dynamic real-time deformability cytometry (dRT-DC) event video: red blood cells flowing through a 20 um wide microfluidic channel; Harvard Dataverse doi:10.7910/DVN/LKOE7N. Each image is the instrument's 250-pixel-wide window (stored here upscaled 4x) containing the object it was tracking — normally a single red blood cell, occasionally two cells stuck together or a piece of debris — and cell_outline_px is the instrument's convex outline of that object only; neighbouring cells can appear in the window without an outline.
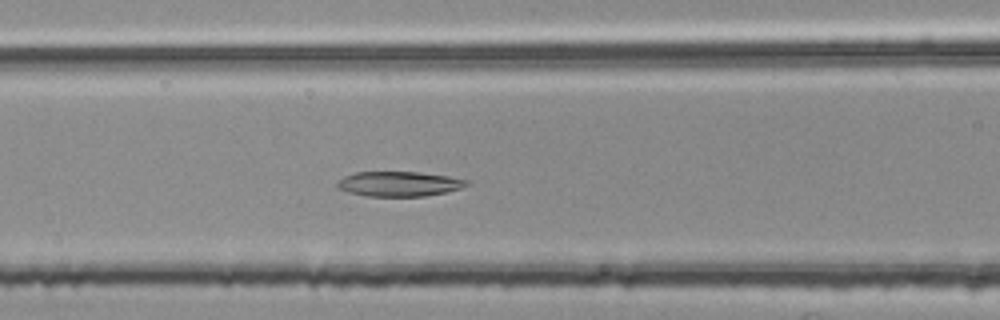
{"species": "common noctule bat (a hibernating species)", "species_latin": "Nyctalus noctula", "temperature_condition": "room temperature", "stored_images_in_passage": 36, "camera_frame_rate_fps": 3000, "um_per_image_px": 0.085, "animal": {"sex": "female", "body_mass_g": 25.1}, "frame": {"image": 1, "passage_image": 6, "time_ms": 1.667, "image_size_px": [1000, 320], "cell_outline_px": [[472, 180], [468, 184], [460, 188], [444, 192], [424, 196], [368, 196], [336, 188], [336, 184], [344, 176], [356, 172], [420, 172], [448, 176]], "centroid_in_image_um": [33.95, 15.62], "position_along_channel_um": 132.7, "area_um2": 18.61}}
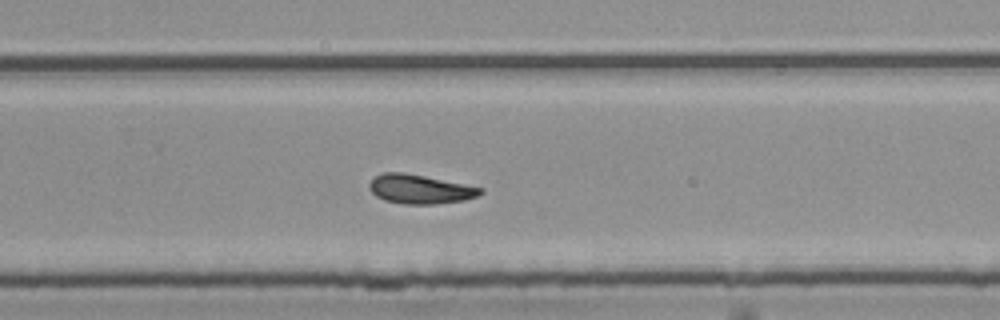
{"frame": {"image": 2, "passage_image": 19, "time_ms": 6.0, "image_size_px": [1000, 320], "cell_outline_px": [[484, 192], [476, 196], [464, 200], [436, 204], [404, 204], [384, 200], [376, 196], [368, 188], [368, 184], [376, 176], [384, 172], [404, 172], [484, 188]], "centroid_in_image_um": [35.68, 16.08], "position_along_channel_um": 294.1, "area_um2": 18.79}}
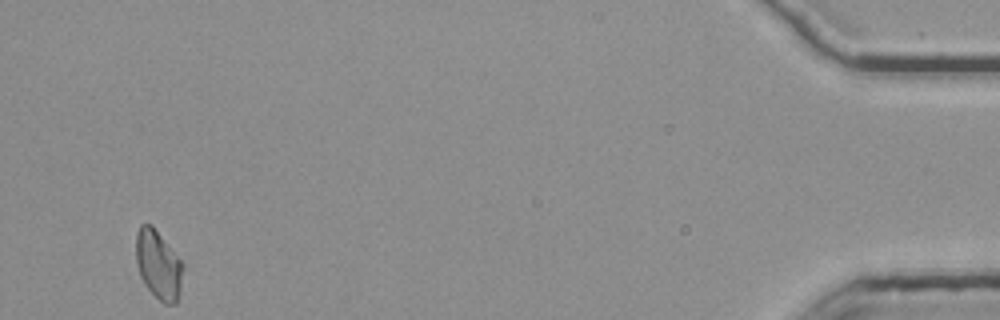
{"frame": {"image": 3, "passage_image": 36, "time_ms": 11.667, "image_size_px": [1000, 320], "cell_outline_px": [[184, 268], [180, 292], [176, 304], [164, 304], [144, 284], [140, 276], [136, 264], [136, 232], [140, 224], [152, 224], [184, 264]], "centroid_in_image_um": [13.47, 22.5], "position_along_channel_um": 421.7, "area_um2": 19.02}}